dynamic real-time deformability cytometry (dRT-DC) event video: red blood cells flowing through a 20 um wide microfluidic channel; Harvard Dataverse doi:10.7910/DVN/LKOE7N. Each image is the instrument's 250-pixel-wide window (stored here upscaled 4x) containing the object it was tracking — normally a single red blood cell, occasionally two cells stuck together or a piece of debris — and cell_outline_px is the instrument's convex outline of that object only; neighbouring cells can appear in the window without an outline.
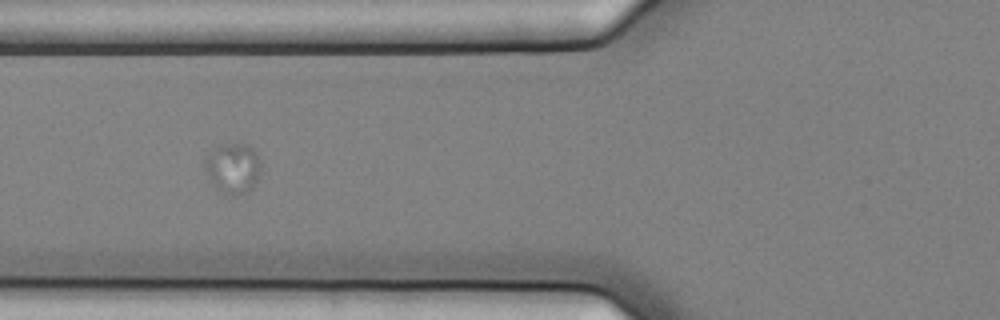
{"species": "common noctule bat (a hibernating species)", "species_latin": "Nyctalus noctula", "temperature_condition": "cold", "stored_images_in_passage": 41, "camera_frame_rate_fps": 3000, "um_per_image_px": 0.085, "animal": {"sex": "female", "body_mass_g": 25.1}, "frame": {"image": 1, "passage_image": 7, "time_ms": 2.0, "image_size_px": [1000, 320], "cell_outline_px": [[260, 172], [252, 188], [248, 192], [232, 196], [220, 192], [212, 184], [204, 168], [204, 160], [208, 152], [220, 144], [244, 144], [252, 148], [256, 152], [260, 160]], "centroid_in_image_um": [19.77, 14.3], "position_along_channel_um": 106.0, "area_um2": 16.59}}
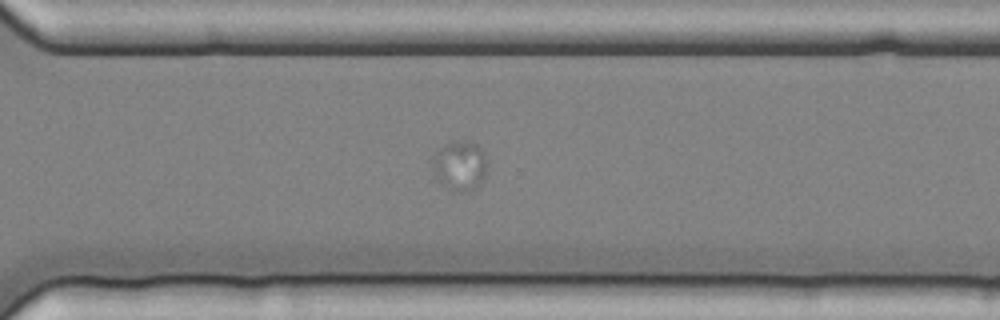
{"frame": {"image": 2, "passage_image": 26, "time_ms": 8.333, "image_size_px": [1000, 320], "cell_outline_px": [[488, 164], [484, 176], [480, 184], [464, 192], [452, 192], [444, 188], [436, 176], [432, 164], [432, 160], [436, 152], [448, 144], [456, 140], [472, 140], [480, 144], [484, 148], [488, 160]], "centroid_in_image_um": [39.15, 14.05], "position_along_channel_um": 331.5, "area_um2": 16.3}}